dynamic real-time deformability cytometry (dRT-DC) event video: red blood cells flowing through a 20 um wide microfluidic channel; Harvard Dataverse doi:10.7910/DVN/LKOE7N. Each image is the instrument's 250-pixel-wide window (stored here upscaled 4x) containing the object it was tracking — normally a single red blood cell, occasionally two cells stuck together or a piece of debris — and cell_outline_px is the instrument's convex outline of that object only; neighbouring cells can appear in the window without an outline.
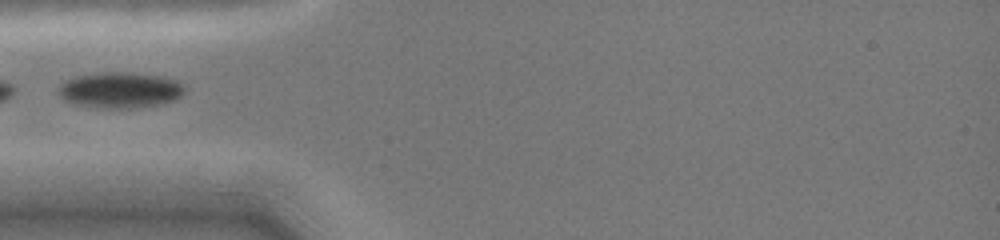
{"species": "common noctule bat (a hibernating species)", "species_latin": "Nyctalus noctula", "temperature_condition": "cold", "stored_images_in_passage": 7, "camera_frame_rate_fps": 3000, "um_per_image_px": 0.085, "animal": {"sex": "female", "body_mass_g": 19.0, "forearm_length_mm": 51.5}, "frame": {"image": 1, "passage_image": 1, "time_ms": 0.0, "image_size_px": [1000, 240], "cell_outline_px": [[184, 92], [176, 100], [160, 104], [132, 108], [96, 108], [76, 104], [64, 100], [56, 92], [56, 88], [64, 80], [76, 76], [100, 72], [132, 72], [160, 76], [176, 80], [184, 88]], "centroid_in_image_um": [10.15, 7.65], "position_along_channel_um": 74.9, "area_um2": 26.65}}